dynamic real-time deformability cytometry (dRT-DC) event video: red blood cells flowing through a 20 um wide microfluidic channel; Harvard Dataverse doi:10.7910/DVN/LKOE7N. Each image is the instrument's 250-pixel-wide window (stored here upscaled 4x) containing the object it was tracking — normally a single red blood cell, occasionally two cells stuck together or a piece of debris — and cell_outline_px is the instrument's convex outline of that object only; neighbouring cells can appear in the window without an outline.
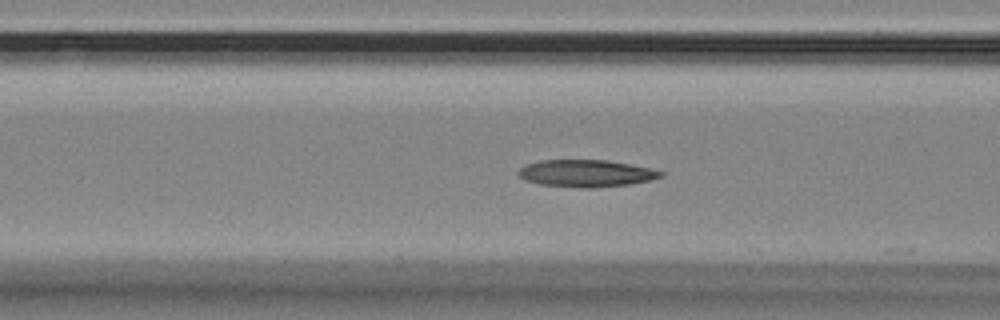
{"species": "Egyptian fruit bat (a non-hibernating species)", "species_latin": "Rousettus aegyptiacus", "temperature_condition": "room temperature", "stored_images_in_passage": 42, "camera_frame_rate_fps": 3000, "um_per_image_px": 0.085, "animal": {"sex": "female"}, "frame": {"image": 1, "passage_image": 7, "time_ms": 2.0, "image_size_px": [1000, 320], "cell_outline_px": [[664, 176], [652, 180], [628, 184], [592, 188], [580, 188], [540, 184], [524, 180], [516, 172], [524, 164], [540, 160], [608, 160], [648, 168], [664, 172]], "centroid_in_image_um": [49.78, 14.73], "position_along_channel_um": 116.8, "area_um2": 22.54}}
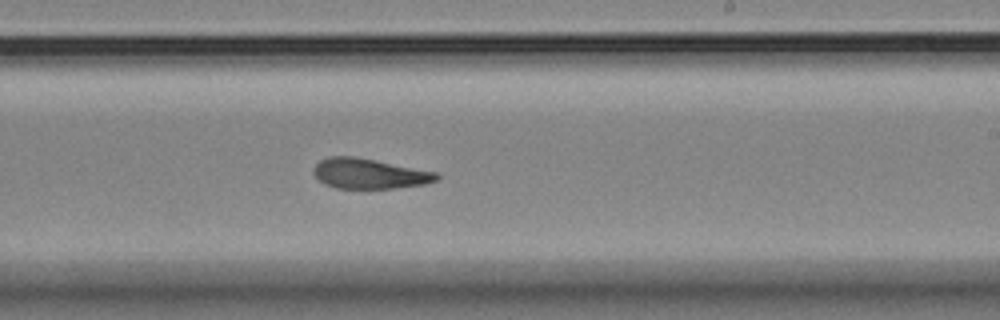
{"frame": {"image": 2, "passage_image": 19, "time_ms": 6.0, "image_size_px": [1000, 320], "cell_outline_px": [[440, 176], [436, 180], [424, 184], [396, 188], [336, 188], [324, 184], [312, 172], [312, 168], [320, 160], [328, 156], [356, 156], [436, 172]], "centroid_in_image_um": [31.35, 14.75], "position_along_channel_um": 257.6, "area_um2": 21.62}}
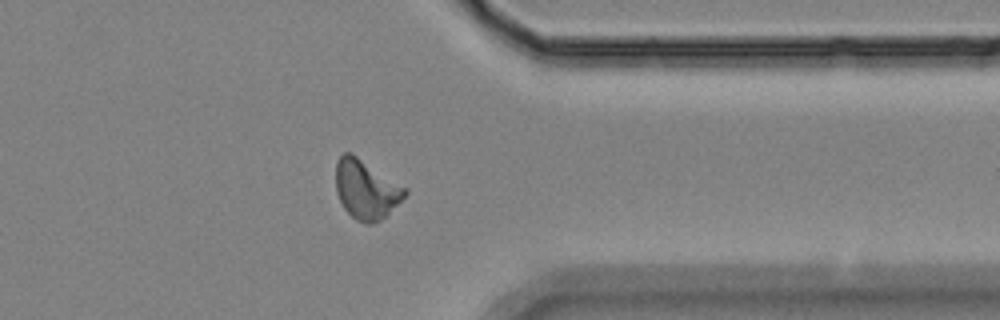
{"frame": {"image": 3, "passage_image": 30, "time_ms": 9.667, "image_size_px": [1000, 320], "cell_outline_px": [[408, 192], [380, 220], [372, 224], [368, 224], [356, 220], [344, 208], [336, 192], [336, 160], [344, 152], [352, 152], [408, 188]], "centroid_in_image_um": [31.1, 16.06], "position_along_channel_um": 380.3, "area_um2": 23.76}, "authors_computed_cell_mechanics": {"area_um2": 22.3108, "velocity_mm_per_s": 3.5249, "shape_relaxation_time_tau1_ms": 6.5143, "shape_relaxation_time_tau2_ms": 1.8692, "deformation_change_tau1": 0.1716, "deformation_change_tau2": 0.0941}}